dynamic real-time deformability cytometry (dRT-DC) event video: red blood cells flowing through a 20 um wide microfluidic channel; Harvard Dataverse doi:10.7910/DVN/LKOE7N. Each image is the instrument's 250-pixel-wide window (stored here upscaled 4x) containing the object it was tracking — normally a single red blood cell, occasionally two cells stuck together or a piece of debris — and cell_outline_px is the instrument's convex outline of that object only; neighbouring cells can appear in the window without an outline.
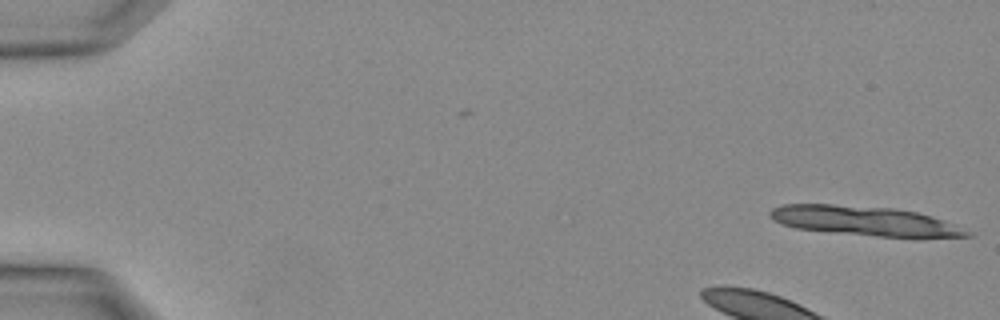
{"species": "Egyptian fruit bat (a non-hibernating species)", "species_latin": "Rousettus aegyptiacus", "temperature_condition": "warm", "stored_images_in_passage": 10, "camera_frame_rate_fps": 3000, "um_per_image_px": 0.085, "animal": {"sex": "female"}, "frame": {"image": 1, "passage_image": 1, "time_ms": 0.0, "image_size_px": [1000, 320], "cell_outline_px": [[976, 236], [876, 236], [796, 228], [784, 224], [768, 216], [768, 212], [772, 208], [780, 204], [832, 204], [892, 208], [916, 212], [932, 216], [956, 224], [972, 232]], "centroid_in_image_um": [73.48, 18.75], "position_along_channel_um": 11.5, "area_um2": 33.29}}